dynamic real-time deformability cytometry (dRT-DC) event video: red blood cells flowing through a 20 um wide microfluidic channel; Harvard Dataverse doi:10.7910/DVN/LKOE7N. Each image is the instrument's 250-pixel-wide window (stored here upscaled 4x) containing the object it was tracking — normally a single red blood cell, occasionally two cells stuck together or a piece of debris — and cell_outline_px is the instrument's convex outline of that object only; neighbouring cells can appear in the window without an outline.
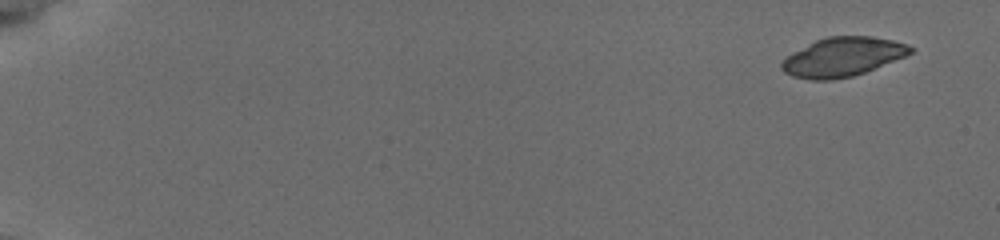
{"species": "common noctule bat (a hibernating species)", "species_latin": "Nyctalus noctula", "temperature_condition": "cold", "stored_images_in_passage": 12, "camera_frame_rate_fps": 3000, "um_per_image_px": 0.085, "animal": {"sex": "female", "body_mass_g": 19.5, "forearm_length_mm": 54.1}, "frame": {"image": 1, "passage_image": 1, "time_ms": 0.0, "image_size_px": [1000, 240], "cell_outline_px": [[916, 48], [912, 52], [904, 56], [864, 72], [852, 76], [832, 80], [808, 80], [792, 76], [784, 72], [780, 68], [780, 64], [792, 52], [816, 40], [828, 36], [872, 36], [892, 40], [908, 44]], "centroid_in_image_um": [71.61, 4.84], "position_along_channel_um": 13.4, "area_um2": 29.19}}
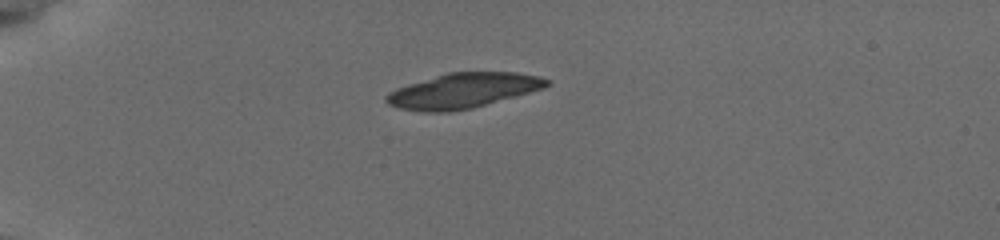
{"frame": {"image": 2, "passage_image": 9, "time_ms": 4.333, "image_size_px": [1000, 240], "cell_outline_px": [[552, 84], [544, 88], [472, 108], [448, 112], [424, 112], [400, 108], [388, 104], [384, 100], [384, 96], [388, 92], [396, 88], [408, 84], [448, 72], [516, 72], [540, 76], [552, 80]], "centroid_in_image_um": [39.37, 7.7], "position_along_channel_um": 45.6, "area_um2": 32.77}}